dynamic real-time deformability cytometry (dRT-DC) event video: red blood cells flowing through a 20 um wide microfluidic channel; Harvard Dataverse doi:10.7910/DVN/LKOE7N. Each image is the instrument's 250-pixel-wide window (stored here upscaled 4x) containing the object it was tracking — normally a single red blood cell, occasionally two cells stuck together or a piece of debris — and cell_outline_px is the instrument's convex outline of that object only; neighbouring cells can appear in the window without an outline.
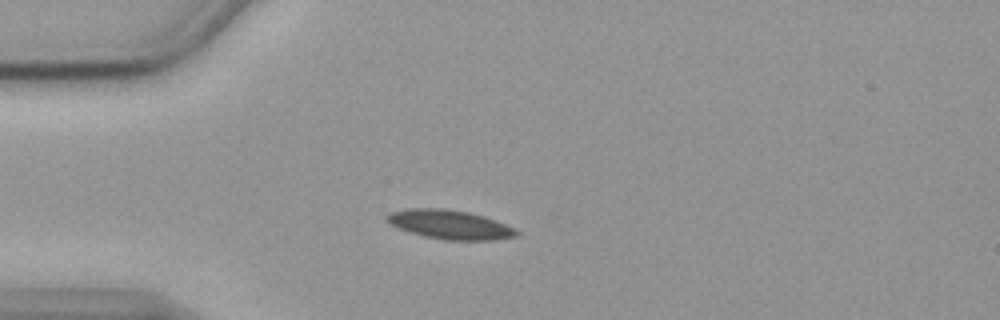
{"species": "common noctule bat (a hibernating species)", "species_latin": "Nyctalus noctula", "temperature_condition": "cold", "stored_images_in_passage": 43, "camera_frame_rate_fps": 3000, "um_per_image_px": 0.085, "animal": {"sex": "female", "body_mass_g": 19.9}, "frame": {"image": 1, "passage_image": 1, "time_ms": 0.0, "image_size_px": [1000, 320], "cell_outline_px": [[520, 232], [516, 236], [496, 240], [444, 240], [424, 236], [400, 228], [384, 220], [384, 216], [388, 212], [412, 208], [440, 208], [468, 212], [484, 216], [504, 224]], "centroid_in_image_um": [38.2, 19.08], "position_along_channel_um": 46.8, "area_um2": 21.79}}
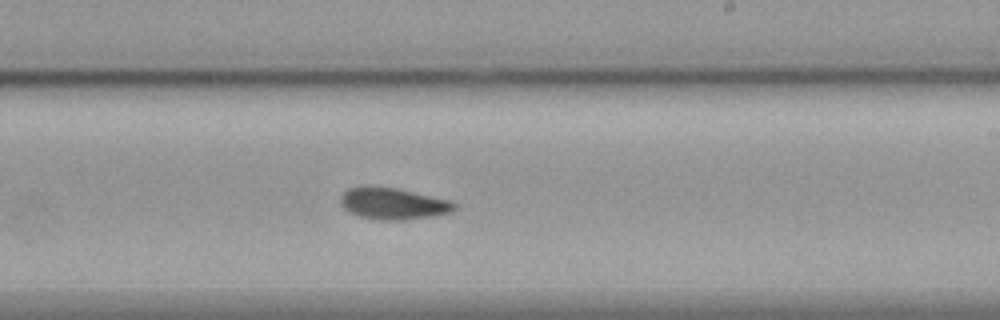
{"frame": {"image": 2, "passage_image": 20, "time_ms": 6.333, "image_size_px": [1000, 320], "cell_outline_px": [[456, 208], [452, 212], [436, 216], [404, 220], [380, 220], [360, 216], [348, 212], [340, 204], [340, 196], [348, 188], [368, 184], [396, 188], [448, 200], [456, 204]], "centroid_in_image_um": [33.37, 17.3], "position_along_channel_um": 255.6, "area_um2": 21.27}}
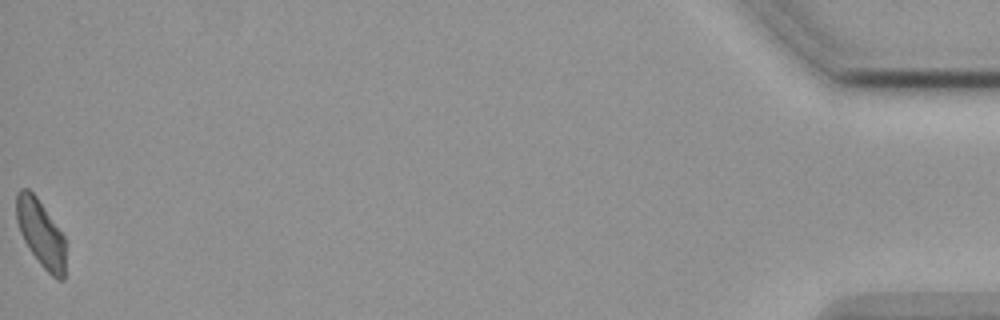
{"frame": {"image": 3, "passage_image": 43, "time_ms": 14.0, "image_size_px": [1000, 320], "cell_outline_px": [[68, 244], [64, 280], [56, 280], [40, 264], [28, 248], [20, 232], [16, 220], [16, 192], [20, 188], [28, 188], [36, 196], [64, 236]], "centroid_in_image_um": [3.51, 19.87], "position_along_channel_um": 431.7, "area_um2": 19.71}, "authors_computed_cell_mechanics": {"area_um2": 20.2878, "velocity_mm_per_s": 3.567, "shape_relaxation_time_tau1_ms": 9.9508, "shape_relaxation_time_tau2_ms": null, "deformation_change_tau1": 0.152, "deformation_change_tau2": null}}